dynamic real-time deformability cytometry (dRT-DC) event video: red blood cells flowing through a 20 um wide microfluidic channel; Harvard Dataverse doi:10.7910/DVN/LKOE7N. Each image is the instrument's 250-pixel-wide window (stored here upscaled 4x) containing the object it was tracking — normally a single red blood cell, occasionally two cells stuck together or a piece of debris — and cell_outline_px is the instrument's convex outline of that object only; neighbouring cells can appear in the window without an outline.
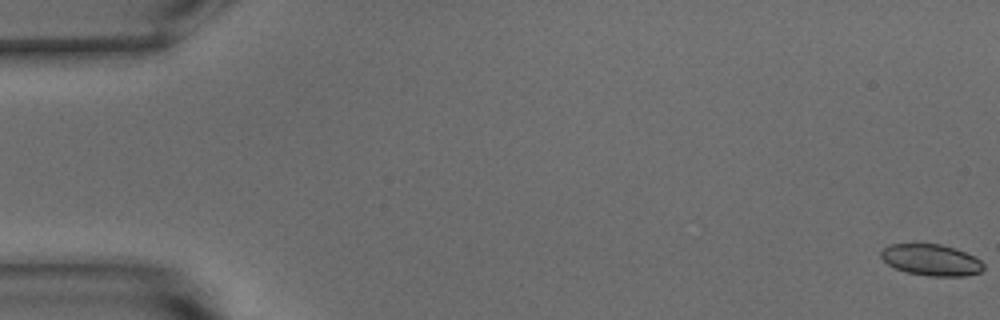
{"species": "common noctule bat (a hibernating species)", "species_latin": "Nyctalus noctula", "temperature_condition": "warm", "stored_images_in_passage": 54, "camera_frame_rate_fps": 3000, "um_per_image_px": 0.085, "animal": {"sex": "male", "body_mass_g": 15.6}, "frame": {"image": 1, "passage_image": 1, "time_ms": 0.0, "image_size_px": [1000, 320], "cell_outline_px": [[984, 268], [980, 272], [968, 276], [928, 276], [908, 272], [896, 268], [888, 264], [880, 256], [880, 252], [888, 244], [940, 244], [956, 248], [980, 260], [984, 264]], "centroid_in_image_um": [79.16, 22.09], "position_along_channel_um": 5.8, "area_um2": 18.67}}
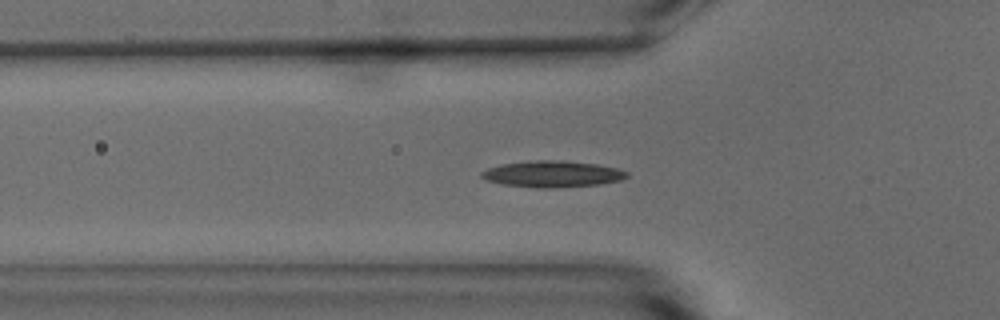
{"frame": {"image": 2, "passage_image": 19, "time_ms": 6.0, "image_size_px": [1000, 320], "cell_outline_px": [[628, 176], [620, 180], [600, 184], [552, 188], [536, 188], [500, 184], [484, 180], [480, 176], [480, 172], [488, 168], [504, 164], [536, 160], [564, 160], [596, 164], [616, 168], [628, 172]], "centroid_in_image_um": [46.92, 14.8], "position_along_channel_um": 78.9, "area_um2": 22.37}}
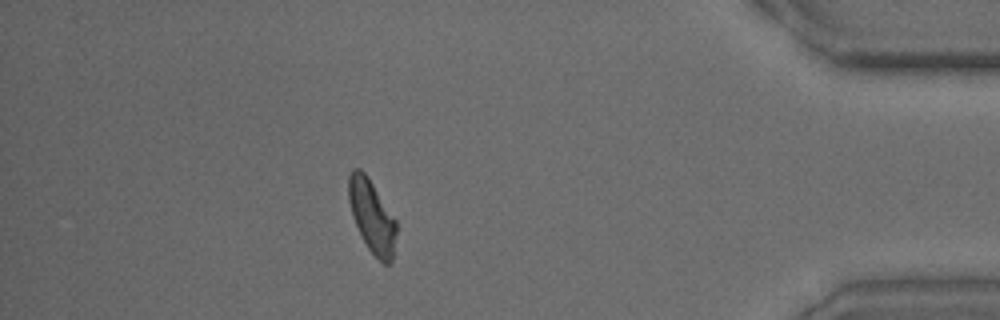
{"frame": {"image": 3, "passage_image": 48, "time_ms": 15.667, "image_size_px": [1000, 320], "cell_outline_px": [[396, 232], [392, 260], [388, 264], [384, 264], [368, 248], [352, 216], [348, 200], [348, 176], [352, 168], [360, 168], [364, 172], [396, 220]], "centroid_in_image_um": [31.59, 18.36], "position_along_channel_um": 403.6, "area_um2": 19.83}, "authors_computed_cell_mechanics": {"area_um2": 20.2878, "velocity_mm_per_s": 3.8078, "shape_relaxation_time_tau1_ms": 3.6804, "shape_relaxation_time_tau2_ms": 2.6794, "deformation_change_tau1": 0.1471, "deformation_change_tau2": 0.1088}}